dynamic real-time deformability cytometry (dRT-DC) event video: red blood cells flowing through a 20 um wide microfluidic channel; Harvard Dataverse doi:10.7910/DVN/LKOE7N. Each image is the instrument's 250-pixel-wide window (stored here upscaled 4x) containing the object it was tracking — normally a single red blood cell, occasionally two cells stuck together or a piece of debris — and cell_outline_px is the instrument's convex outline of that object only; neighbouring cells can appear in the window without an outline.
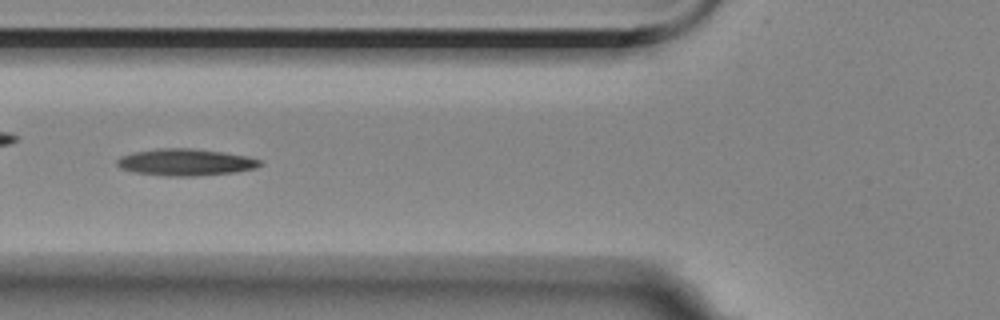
{"species": "Egyptian fruit bat (a non-hibernating species)", "species_latin": "Rousettus aegyptiacus", "temperature_condition": "room temperature", "stored_images_in_passage": 45, "camera_frame_rate_fps": 3000, "um_per_image_px": 0.085, "animal": {"sex": "female"}, "frame": {"image": 1, "passage_image": 10, "time_ms": 3.0, "image_size_px": [1000, 320], "cell_outline_px": [[260, 164], [252, 168], [232, 172], [192, 176], [164, 176], [136, 172], [120, 168], [116, 164], [116, 160], [120, 156], [132, 152], [160, 148], [192, 148], [224, 152], [248, 156], [260, 160]], "centroid_in_image_um": [15.7, 13.77], "position_along_channel_um": 110.1, "area_um2": 22.14}}
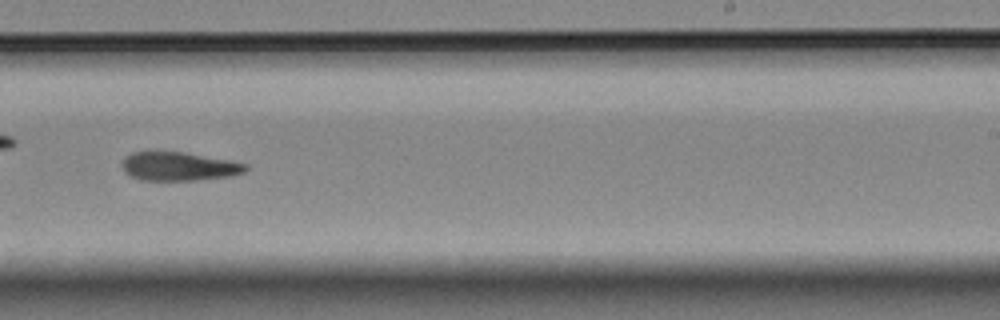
{"frame": {"image": 2, "passage_image": 24, "time_ms": 7.667, "image_size_px": [1000, 320], "cell_outline_px": [[248, 168], [244, 172], [232, 176], [196, 180], [140, 180], [128, 176], [124, 172], [120, 164], [124, 156], [132, 152], [156, 148], [184, 152], [228, 160], [248, 164]], "centroid_in_image_um": [15.09, 14.1], "position_along_channel_um": 273.9, "area_um2": 21.56}}
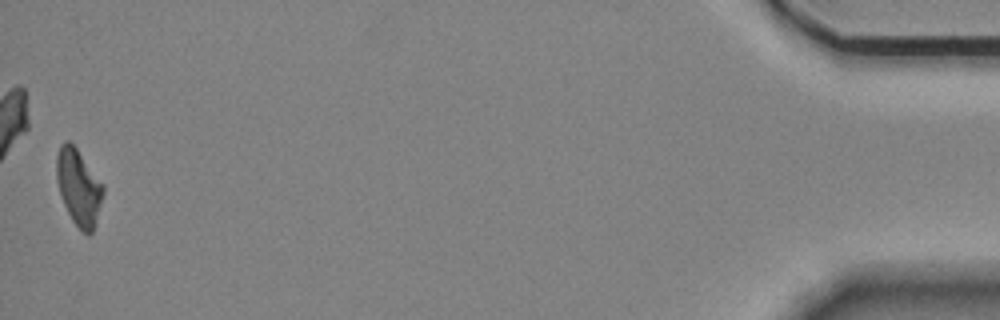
{"frame": {"image": 3, "passage_image": 45, "time_ms": 14.667, "image_size_px": [1000, 320], "cell_outline_px": [[104, 192], [96, 220], [92, 232], [88, 236], [72, 220], [64, 204], [56, 180], [56, 156], [60, 144], [64, 140], [68, 140], [76, 148], [104, 184]], "centroid_in_image_um": [6.68, 15.88], "position_along_channel_um": 428.5, "area_um2": 20.52}, "authors_computed_cell_mechanics": {"area_um2": 21.5016, "velocity_mm_per_s": 3.5066, "shape_relaxation_time_tau1_ms": 4.0868, "shape_relaxation_time_tau2_ms": 9.0095, "deformation_change_tau1": 0.1304, "deformation_change_tau2": 0.1984}}